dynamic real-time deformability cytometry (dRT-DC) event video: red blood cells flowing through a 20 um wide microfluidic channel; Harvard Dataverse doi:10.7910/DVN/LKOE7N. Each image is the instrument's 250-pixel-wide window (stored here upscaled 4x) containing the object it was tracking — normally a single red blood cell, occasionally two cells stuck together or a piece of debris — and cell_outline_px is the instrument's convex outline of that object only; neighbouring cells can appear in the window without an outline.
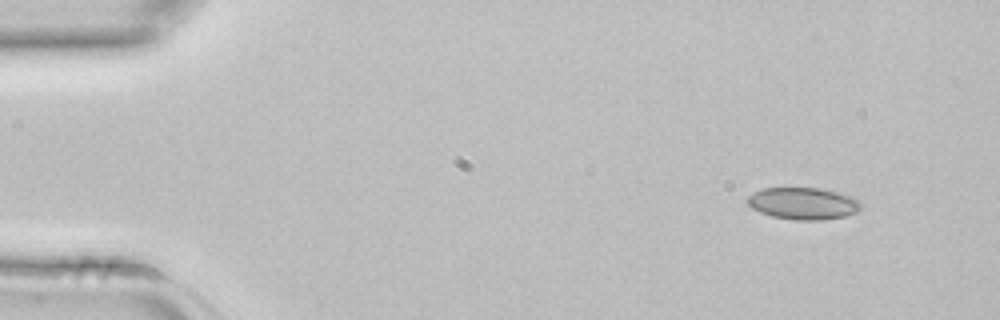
{"species": "common noctule bat (a hibernating species)", "species_latin": "Nyctalus noctula", "temperature_condition": "room temperature", "stored_images_in_passage": 1, "camera_frame_rate_fps": 3000, "um_per_image_px": 0.085, "animal": {"sex": "female", "body_mass_g": 22.7, "forearm_length_mm": 54.2}, "frame": {"image": 1, "passage_image": 1, "time_ms": 0.0, "image_size_px": [1000, 320], "cell_outline_px": [[860, 208], [856, 212], [844, 216], [824, 220], [796, 220], [772, 216], [760, 212], [752, 208], [744, 200], [748, 196], [764, 188], [824, 188], [852, 196], [860, 200]], "centroid_in_image_um": [68.28, 17.29], "position_along_channel_um": 16.7, "area_um2": 21.21}}